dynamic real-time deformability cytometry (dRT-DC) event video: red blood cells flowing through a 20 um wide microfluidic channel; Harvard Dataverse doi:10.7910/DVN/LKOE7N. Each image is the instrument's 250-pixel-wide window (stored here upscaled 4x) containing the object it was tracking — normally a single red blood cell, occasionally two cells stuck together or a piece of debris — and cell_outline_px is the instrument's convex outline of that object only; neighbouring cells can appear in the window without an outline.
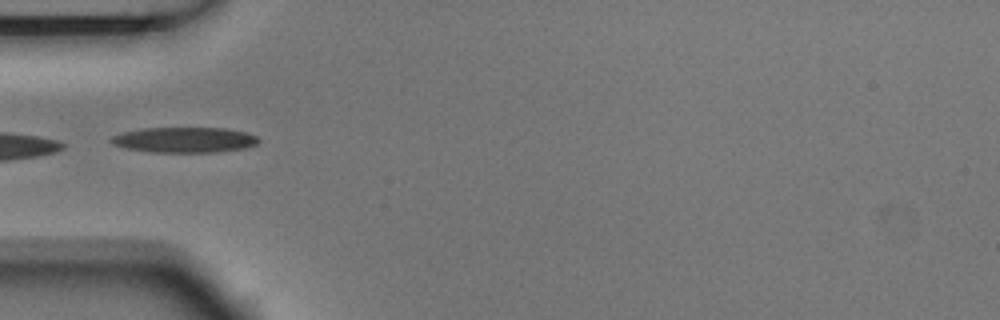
{"species": "Egyptian fruit bat (a non-hibernating species)", "species_latin": "Rousettus aegyptiacus", "temperature_condition": "room temperature", "stored_images_in_passage": 7, "camera_frame_rate_fps": 3000, "um_per_image_px": 0.085, "animal": {"sex": "male"}, "frame": {"image": 1, "passage_image": 4, "time_ms": 1.0, "image_size_px": [1000, 320], "cell_outline_px": [[260, 140], [256, 144], [244, 148], [216, 152], [148, 152], [124, 148], [112, 144], [108, 140], [112, 136], [124, 132], [144, 128], [224, 128], [244, 132], [256, 136]], "centroid_in_image_um": [15.63, 11.89], "position_along_channel_um": 69.4, "area_um2": 21.79}}
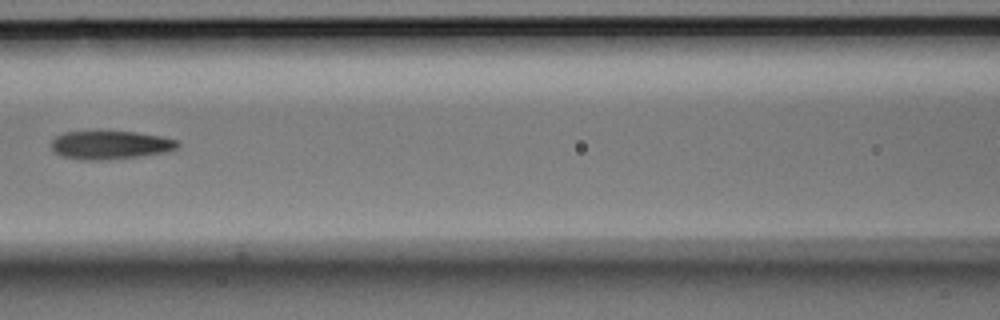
{"frame": {"image": 2, "passage_image": 6, "time_ms": 1.667, "image_size_px": [1000, 320], "cell_outline_px": [[180, 144], [176, 148], [168, 152], [140, 156], [100, 160], [92, 160], [64, 156], [56, 152], [52, 148], [52, 140], [56, 136], [64, 132], [136, 132], [160, 136], [176, 140]], "centroid_in_image_um": [9.42, 12.32], "position_along_channel_um": 157.2, "area_um2": 20.46}}
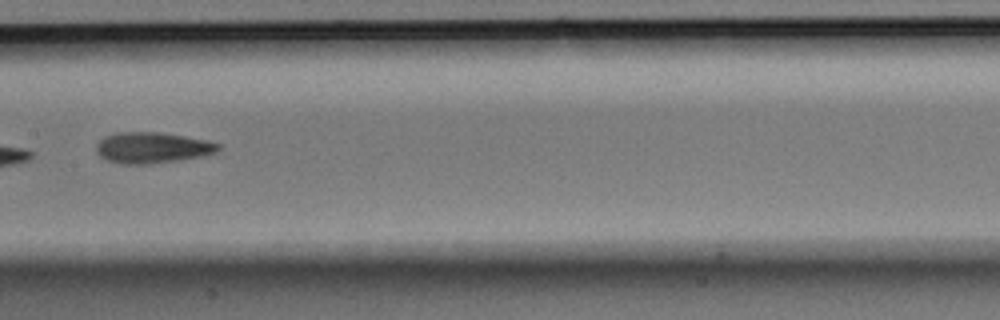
{"frame": {"image": 3, "passage_image": 7, "time_ms": 2.0, "image_size_px": [1000, 320], "cell_outline_px": [[220, 148], [216, 152], [200, 156], [180, 160], [152, 164], [120, 164], [108, 160], [100, 156], [96, 152], [96, 144], [104, 136], [116, 132], [160, 132], [208, 140], [220, 144]], "centroid_in_image_um": [12.92, 12.55], "position_along_channel_um": 194.5, "area_um2": 22.14}}